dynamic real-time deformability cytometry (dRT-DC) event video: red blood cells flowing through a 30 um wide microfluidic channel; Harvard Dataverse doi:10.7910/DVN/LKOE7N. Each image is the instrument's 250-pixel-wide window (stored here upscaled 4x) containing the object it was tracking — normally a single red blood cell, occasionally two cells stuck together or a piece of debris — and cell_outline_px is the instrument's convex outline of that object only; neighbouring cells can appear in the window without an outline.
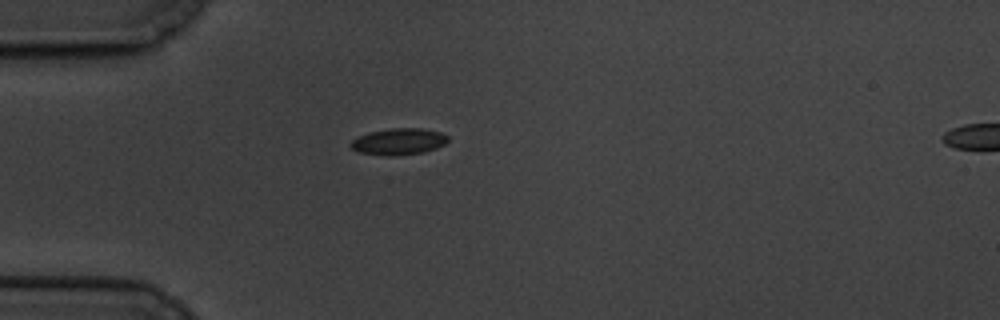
{"species": "common noctule bat (a hibernating species)", "species_latin": "Nyctalus noctula", "temperature_condition": "cold", "stored_images_in_passage": 5, "camera_frame_rate_fps": 3000, "um_per_image_px": 0.085, "animal": {"sex": "male", "body_mass_g": 19.5, "forearm_length_mm": 54.6}, "frame": {"image": 1, "passage_image": 1, "time_ms": 0.0, "image_size_px": [1000, 320], "cell_outline_px": [[448, 140], [444, 144], [436, 148], [424, 152], [392, 156], [388, 156], [360, 152], [352, 148], [348, 144], [352, 140], [368, 132], [392, 128], [420, 128], [440, 132], [448, 136]], "centroid_in_image_um": [33.88, 12.03], "position_along_channel_um": 51.1, "area_um2": 14.91}}
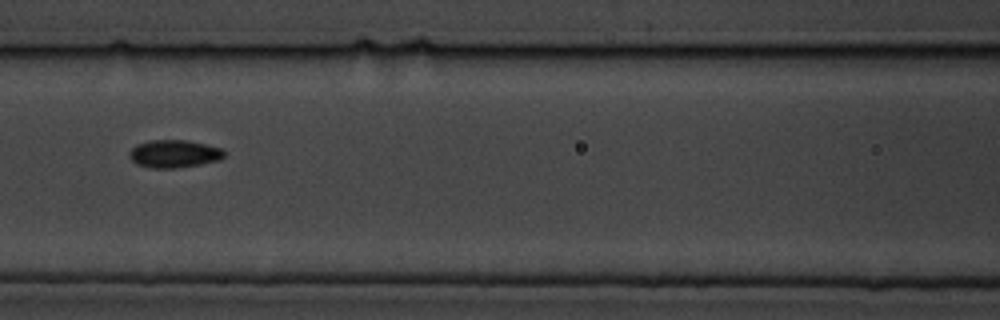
{"frame": {"image": 2, "passage_image": 4, "time_ms": 3.333, "image_size_px": [1000, 320], "cell_outline_px": [[224, 156], [220, 160], [200, 164], [176, 168], [152, 168], [136, 164], [128, 156], [128, 152], [136, 144], [148, 140], [184, 140], [224, 148]], "centroid_in_image_um": [14.77, 13.07], "position_along_channel_um": 151.8, "area_um2": 15.43}}
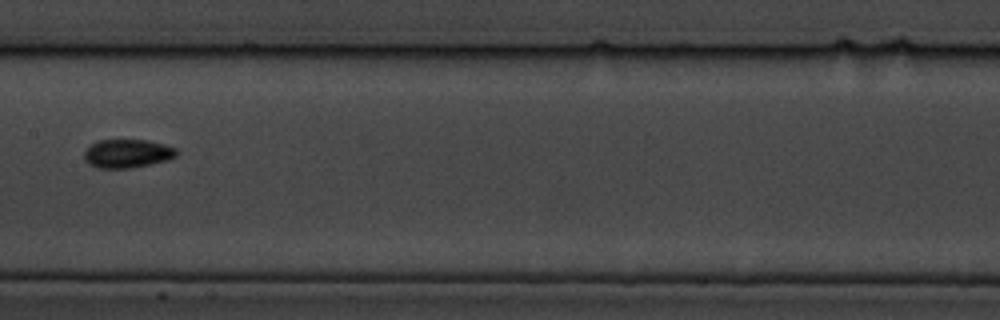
{"frame": {"image": 3, "passage_image": 5, "time_ms": 4.667, "image_size_px": [1000, 320], "cell_outline_px": [[180, 152], [176, 156], [168, 160], [132, 168], [100, 168], [88, 164], [84, 160], [84, 152], [92, 144], [100, 140], [148, 140], [164, 144], [176, 148]], "centroid_in_image_um": [10.85, 13.05], "position_along_channel_um": 196.5, "area_um2": 15.43}}